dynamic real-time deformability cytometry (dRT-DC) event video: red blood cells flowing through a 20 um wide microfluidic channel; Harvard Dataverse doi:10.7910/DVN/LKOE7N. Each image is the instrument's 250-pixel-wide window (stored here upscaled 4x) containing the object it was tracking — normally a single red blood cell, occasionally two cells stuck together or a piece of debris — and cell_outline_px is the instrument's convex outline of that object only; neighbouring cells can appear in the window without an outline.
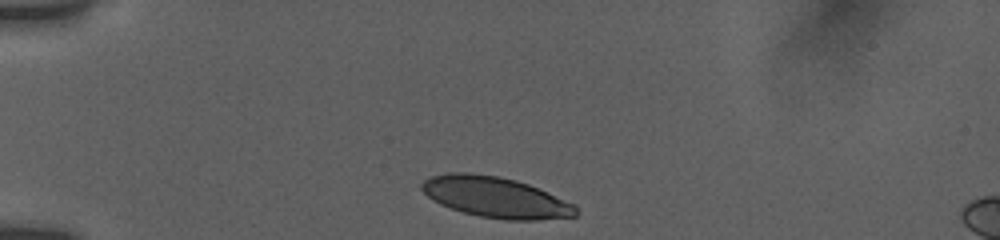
{"species": "human", "species_latin": "Homo sapiens", "temperature_condition": "room temperature", "stored_images_in_passage": 7, "camera_frame_rate_fps": 3000, "um_per_image_px": 0.085, "donor": {"sex": "female"}, "frame": {"image": 1, "passage_image": 1, "time_ms": 0.0, "image_size_px": [1000, 240], "cell_outline_px": [[580, 212], [576, 216], [536, 220], [508, 220], [480, 216], [464, 212], [440, 204], [432, 200], [420, 188], [420, 184], [424, 180], [432, 176], [448, 172], [472, 172], [500, 176], [516, 180], [528, 184], [576, 204]], "centroid_in_image_um": [42.15, 16.75], "position_along_channel_um": 42.9, "area_um2": 36.76}}
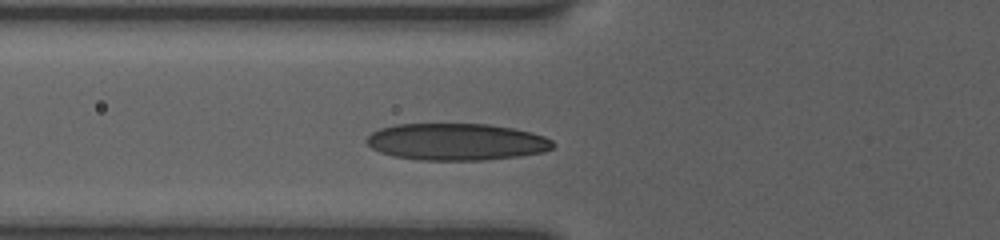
{"frame": {"image": 2, "passage_image": 4, "time_ms": 2.333, "image_size_px": [1000, 240], "cell_outline_px": [[556, 144], [552, 148], [540, 152], [520, 156], [484, 160], [420, 160], [392, 156], [380, 152], [372, 148], [364, 140], [372, 132], [380, 128], [396, 124], [488, 124], [512, 128], [532, 132], [544, 136], [552, 140]], "centroid_in_image_um": [38.78, 12.05], "position_along_channel_um": 87.0, "area_um2": 40.17}}
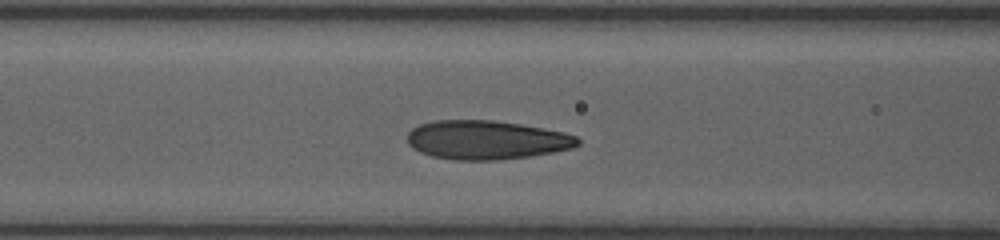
{"frame": {"image": 3, "passage_image": 6, "time_ms": 3.333, "image_size_px": [1000, 240], "cell_outline_px": [[580, 144], [572, 148], [552, 152], [528, 156], [496, 160], [452, 160], [432, 156], [420, 152], [412, 148], [408, 144], [408, 132], [412, 128], [420, 124], [436, 120], [492, 120], [520, 124], [544, 128], [564, 132], [576, 136], [580, 140]], "centroid_in_image_um": [41.33, 11.89], "position_along_channel_um": 125.3, "area_um2": 38.67}}